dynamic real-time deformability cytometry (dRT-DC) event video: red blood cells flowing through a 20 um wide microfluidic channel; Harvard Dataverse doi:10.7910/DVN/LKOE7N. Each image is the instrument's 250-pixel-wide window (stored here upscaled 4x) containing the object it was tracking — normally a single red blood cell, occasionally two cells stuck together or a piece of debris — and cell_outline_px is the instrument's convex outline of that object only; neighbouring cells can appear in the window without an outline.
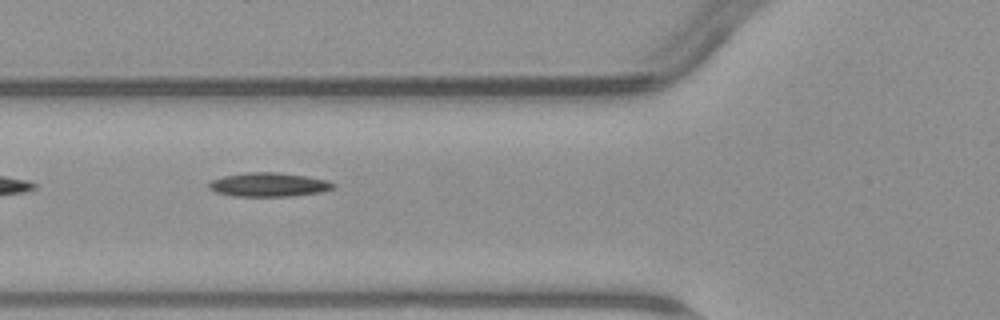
{"species": "common noctule bat (a hibernating species)", "species_latin": "Nyctalus noctula", "temperature_condition": "warm", "stored_images_in_passage": 6, "camera_frame_rate_fps": 3000, "um_per_image_px": 0.085, "animal": {"sex": "male", "body_mass_g": 23.1, "forearm_length_mm": 52.7}, "frame": {"image": 1, "passage_image": 6, "time_ms": 6.0, "image_size_px": [1000, 320], "cell_outline_px": [[336, 184], [332, 188], [320, 192], [292, 196], [236, 196], [216, 192], [208, 188], [208, 184], [212, 180], [224, 176], [244, 172], [276, 172], [304, 176], [328, 180]], "centroid_in_image_um": [22.83, 15.69], "position_along_channel_um": 103.0, "area_um2": 17.22}}